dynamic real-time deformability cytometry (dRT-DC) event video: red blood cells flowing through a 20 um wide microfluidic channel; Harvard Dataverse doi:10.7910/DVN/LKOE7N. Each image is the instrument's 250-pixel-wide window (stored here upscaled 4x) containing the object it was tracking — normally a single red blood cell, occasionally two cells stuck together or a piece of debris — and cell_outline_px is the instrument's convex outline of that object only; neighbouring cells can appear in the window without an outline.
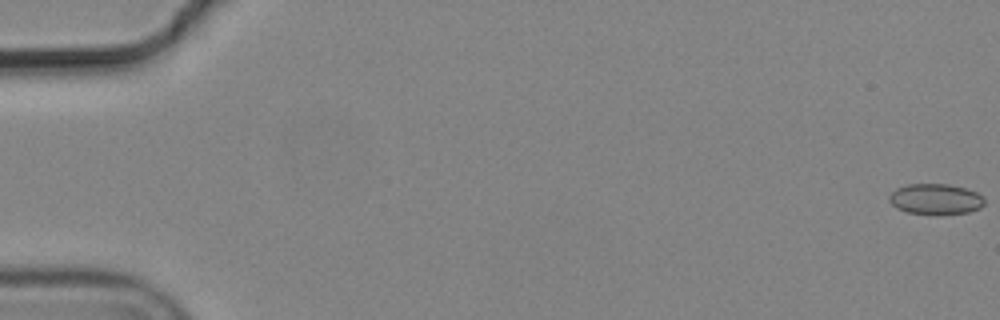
{"species": "common noctule bat (a hibernating species)", "species_latin": "Nyctalus noctula", "temperature_condition": "cold", "stored_images_in_passage": 6, "camera_frame_rate_fps": 3000, "um_per_image_px": 0.085, "animal": {"sex": "male", "body_mass_g": 19.2, "forearm_length_mm": 51.8}, "frame": {"image": 1, "passage_image": 1, "time_ms": 0.0, "image_size_px": [1000, 320], "cell_outline_px": [[984, 204], [980, 208], [968, 212], [936, 216], [908, 212], [896, 208], [888, 200], [888, 196], [896, 188], [908, 184], [948, 184], [964, 188], [976, 192], [984, 196]], "centroid_in_image_um": [79.52, 16.94], "position_along_channel_um": 5.5, "area_um2": 17.34}}
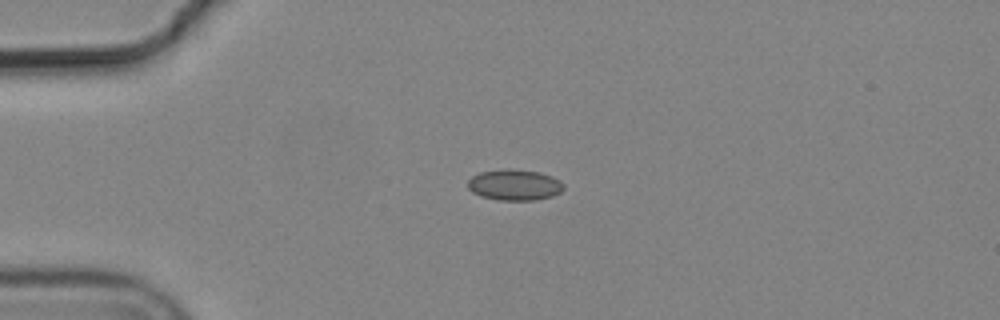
{"frame": {"image": 2, "passage_image": 5, "time_ms": 1.333, "image_size_px": [1000, 320], "cell_outline_px": [[564, 188], [560, 192], [552, 196], [536, 200], [496, 200], [480, 196], [472, 192], [468, 188], [468, 180], [472, 176], [480, 172], [508, 168], [540, 172], [552, 176], [560, 180], [564, 184]], "centroid_in_image_um": [43.73, 15.71], "position_along_channel_um": 41.3, "area_um2": 17.46}}